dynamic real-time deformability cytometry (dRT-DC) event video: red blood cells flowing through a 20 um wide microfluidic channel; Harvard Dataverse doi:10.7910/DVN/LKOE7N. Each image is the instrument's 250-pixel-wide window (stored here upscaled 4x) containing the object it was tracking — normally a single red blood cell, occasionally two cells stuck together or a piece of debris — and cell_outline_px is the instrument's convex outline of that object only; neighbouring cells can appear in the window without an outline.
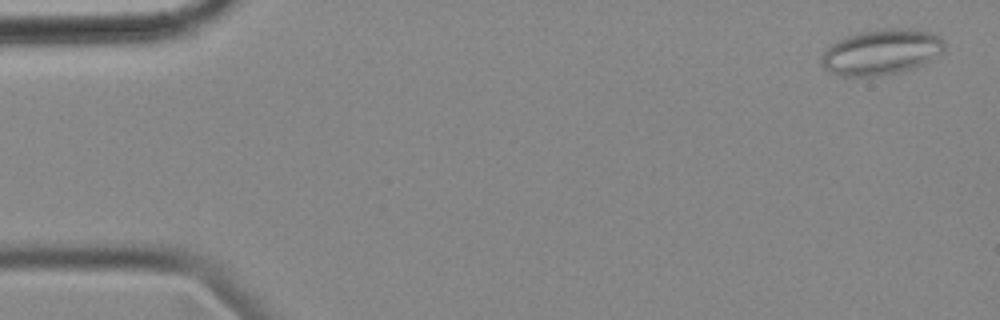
{"species": "common noctule bat (a hibernating species)", "species_latin": "Nyctalus noctula", "temperature_condition": "cold", "stored_images_in_passage": 56, "camera_frame_rate_fps": 3000, "um_per_image_px": 0.085, "animal": {"sex": "female", "body_mass_g": 18.4}, "frame": {"image": 1, "passage_image": 2, "time_ms": 0.333, "image_size_px": [1000, 320], "cell_outline_px": [[944, 48], [940, 52], [924, 64], [912, 68], [896, 72], [876, 76], [840, 76], [824, 68], [820, 64], [820, 60], [828, 44], [836, 40], [860, 32], [888, 28], [908, 28], [932, 32], [940, 36], [944, 40]], "centroid_in_image_um": [74.88, 4.41], "position_along_channel_um": 10.1, "area_um2": 32.6}}
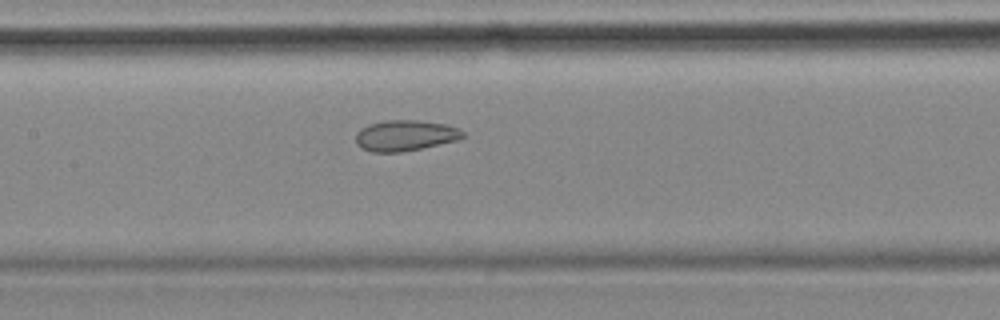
{"frame": {"image": 2, "passage_image": 26, "time_ms": 8.333, "image_size_px": [1000, 320], "cell_outline_px": [[464, 136], [456, 140], [420, 148], [400, 152], [372, 152], [360, 148], [356, 144], [356, 132], [360, 128], [368, 124], [388, 120], [416, 120], [444, 124], [460, 128], [464, 132]], "centroid_in_image_um": [34.39, 11.51], "position_along_channel_um": 173.0, "area_um2": 19.13}}
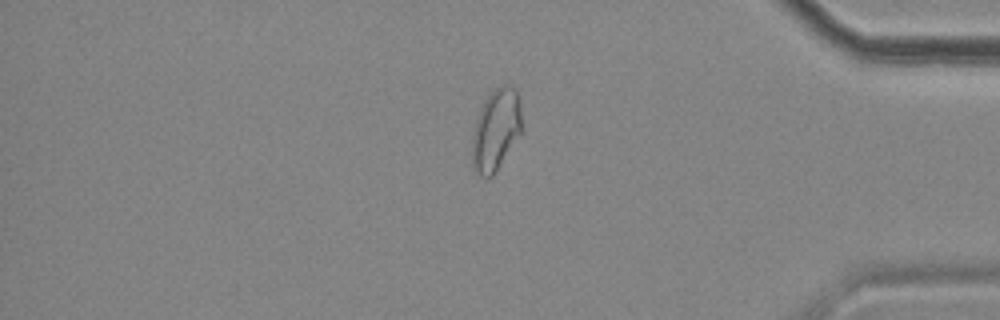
{"frame": {"image": 3, "passage_image": 47, "time_ms": 15.333, "image_size_px": [1000, 320], "cell_outline_px": [[520, 132], [492, 176], [480, 176], [472, 168], [472, 132], [476, 120], [484, 100], [488, 92], [504, 84], [508, 84], [516, 88], [520, 96]], "centroid_in_image_um": [42.12, 10.97], "position_along_channel_um": 393.1, "area_um2": 23.35}, "authors_computed_cell_mechanics": {"area_um2": 23.3801, "velocity_mm_per_s": 3.5518, "shape_relaxation_time_tau1_ms": null, "shape_relaxation_time_tau2_ms": 1.4043, "deformation_change_tau1": null, "deformation_change_tau2": 0.074}}